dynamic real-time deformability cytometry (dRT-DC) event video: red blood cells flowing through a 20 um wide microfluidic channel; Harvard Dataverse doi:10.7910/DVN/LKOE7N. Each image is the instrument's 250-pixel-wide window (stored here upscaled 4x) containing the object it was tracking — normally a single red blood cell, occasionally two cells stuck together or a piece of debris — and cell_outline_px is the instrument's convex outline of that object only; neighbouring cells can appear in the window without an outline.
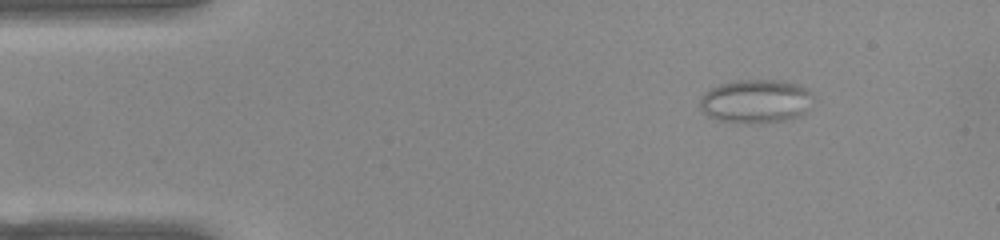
{"species": "common noctule bat (a hibernating species)", "species_latin": "Nyctalus noctula", "temperature_condition": "warm", "stored_images_in_passage": 46, "camera_frame_rate_fps": 3000, "um_per_image_px": 0.085, "animal": {"sex": "female", "body_mass_g": 22.0, "forearm_length_mm": 56.7}, "frame": {"image": 1, "passage_image": 1, "time_ms": 0.0, "image_size_px": [1000, 240], "cell_outline_px": [[812, 96], [808, 108], [800, 116], [784, 120], [752, 124], [748, 124], [720, 120], [708, 116], [700, 108], [700, 96], [704, 92], [720, 84], [736, 80], [780, 80], [800, 84], [808, 88]], "centroid_in_image_um": [64.24, 8.6], "position_along_channel_um": 20.8, "area_um2": 28.96}}
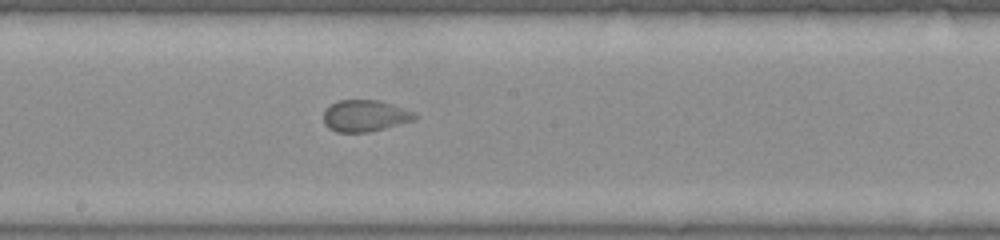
{"frame": {"image": 2, "passage_image": 22, "time_ms": 7.0, "image_size_px": [1000, 240], "cell_outline_px": [[420, 116], [416, 120], [368, 132], [336, 132], [328, 128], [324, 124], [324, 108], [336, 100], [380, 100], [416, 112]], "centroid_in_image_um": [31.04, 9.83], "position_along_channel_um": 217.2, "area_um2": 17.11}}
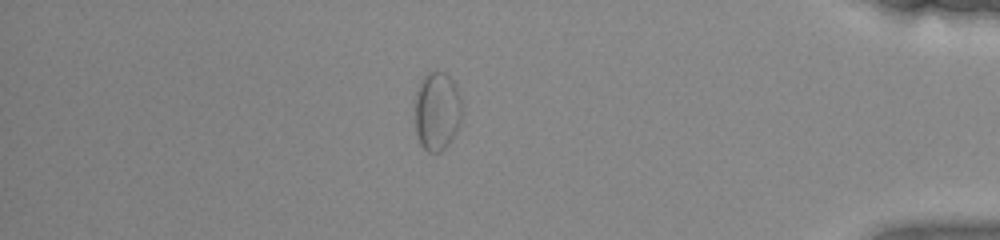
{"frame": {"image": 3, "passage_image": 39, "time_ms": 12.667, "image_size_px": [1000, 240], "cell_outline_px": [[460, 120], [452, 140], [440, 152], [428, 152], [420, 144], [416, 132], [416, 92], [424, 76], [428, 72], [444, 72], [452, 80], [456, 88], [460, 100]], "centroid_in_image_um": [37.13, 9.47], "position_along_channel_um": 398.1, "area_um2": 21.04}}